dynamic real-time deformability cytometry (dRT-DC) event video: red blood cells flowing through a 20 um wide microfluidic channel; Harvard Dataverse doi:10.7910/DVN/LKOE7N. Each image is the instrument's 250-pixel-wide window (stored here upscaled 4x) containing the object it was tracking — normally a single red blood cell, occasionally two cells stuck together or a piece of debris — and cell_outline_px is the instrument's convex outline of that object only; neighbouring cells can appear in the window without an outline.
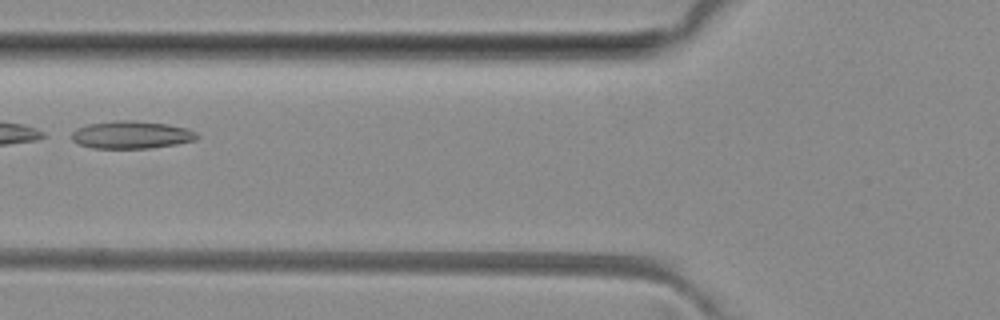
{"species": "common noctule bat (a hibernating species)", "species_latin": "Nyctalus noctula", "temperature_condition": "room temperature", "stored_images_in_passage": 6, "camera_frame_rate_fps": 3000, "um_per_image_px": 0.085, "animal": {"sex": "female", "body_mass_g": 29.2, "forearm_length_mm": 56.3}, "frame": {"image": 1, "passage_image": 5, "time_ms": 6.0, "image_size_px": [1000, 320], "cell_outline_px": [[200, 136], [196, 140], [176, 144], [148, 148], [92, 148], [80, 144], [72, 140], [72, 132], [76, 128], [88, 124], [116, 120], [136, 120], [168, 124], [188, 128], [196, 132]], "centroid_in_image_um": [11.19, 11.45], "position_along_channel_um": 114.6, "area_um2": 20.29}}
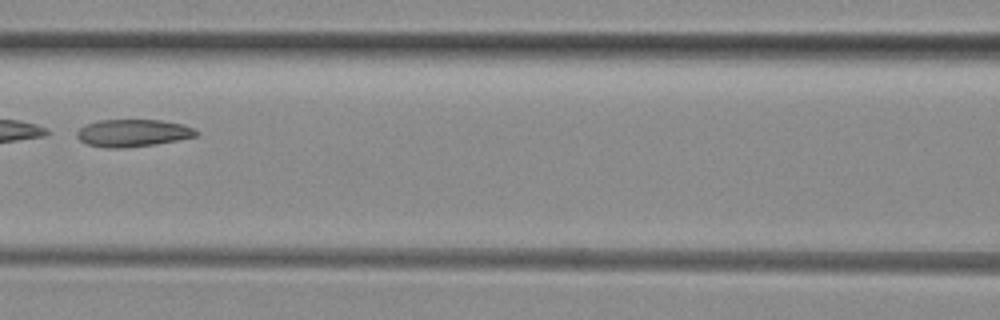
{"frame": {"image": 2, "passage_image": 6, "time_ms": 7.0, "image_size_px": [1000, 320], "cell_outline_px": [[200, 132], [196, 136], [176, 140], [152, 144], [120, 148], [108, 148], [88, 144], [80, 140], [76, 136], [76, 132], [84, 124], [100, 120], [160, 120], [180, 124], [196, 128]], "centroid_in_image_um": [11.28, 11.29], "position_along_channel_um": 155.3, "area_um2": 18.84}}